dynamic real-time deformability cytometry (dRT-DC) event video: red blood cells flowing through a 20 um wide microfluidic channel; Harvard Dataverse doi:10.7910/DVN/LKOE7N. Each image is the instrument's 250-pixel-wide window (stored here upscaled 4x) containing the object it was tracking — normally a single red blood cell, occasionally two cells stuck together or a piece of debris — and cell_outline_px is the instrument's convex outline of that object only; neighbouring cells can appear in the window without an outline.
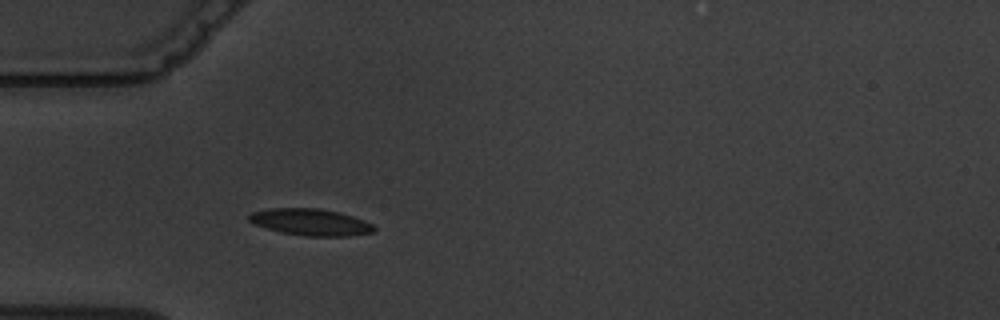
{"species": "common noctule bat (a hibernating species)", "species_latin": "Nyctalus noctula", "temperature_condition": "warm", "stored_images_in_passage": 4, "camera_frame_rate_fps": 3000, "um_per_image_px": 0.085, "animal": {"sex": "male", "body_mass_g": 19.5, "forearm_length_mm": 54.6}, "frame": {"image": 1, "passage_image": 4, "time_ms": 3.667, "image_size_px": [1000, 320], "cell_outline_px": [[376, 228], [372, 232], [348, 236], [304, 236], [280, 232], [256, 224], [248, 220], [248, 216], [252, 212], [268, 208], [320, 208], [340, 212], [364, 220], [372, 224]], "centroid_in_image_um": [26.4, 18.87], "position_along_channel_um": 58.6, "area_um2": 19.42}}